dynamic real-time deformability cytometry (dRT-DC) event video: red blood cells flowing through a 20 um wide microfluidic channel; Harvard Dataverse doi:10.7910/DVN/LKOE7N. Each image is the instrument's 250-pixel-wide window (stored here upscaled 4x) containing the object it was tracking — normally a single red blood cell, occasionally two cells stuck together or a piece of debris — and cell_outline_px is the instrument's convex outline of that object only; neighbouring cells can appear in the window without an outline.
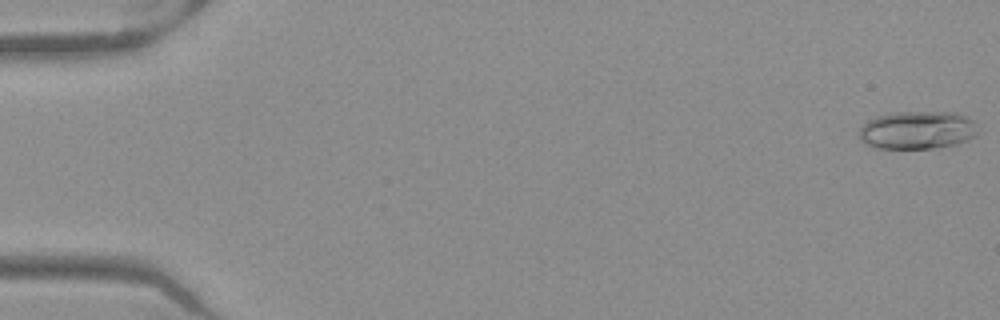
{"species": "Egyptian fruit bat (a non-hibernating species)", "species_latin": "Rousettus aegyptiacus", "temperature_condition": "warm", "stored_images_in_passage": 8, "camera_frame_rate_fps": 3000, "um_per_image_px": 0.085, "frame": {"image": 1, "passage_image": 1, "time_ms": 0.0, "image_size_px": [1000, 320], "cell_outline_px": [[980, 132], [976, 136], [968, 140], [956, 144], [932, 148], [876, 148], [860, 140], [860, 128], [868, 120], [876, 116], [896, 112], [956, 112], [972, 120], [976, 124]], "centroid_in_image_um": [78.01, 11.05], "position_along_channel_um": 7.0, "area_um2": 26.36}}